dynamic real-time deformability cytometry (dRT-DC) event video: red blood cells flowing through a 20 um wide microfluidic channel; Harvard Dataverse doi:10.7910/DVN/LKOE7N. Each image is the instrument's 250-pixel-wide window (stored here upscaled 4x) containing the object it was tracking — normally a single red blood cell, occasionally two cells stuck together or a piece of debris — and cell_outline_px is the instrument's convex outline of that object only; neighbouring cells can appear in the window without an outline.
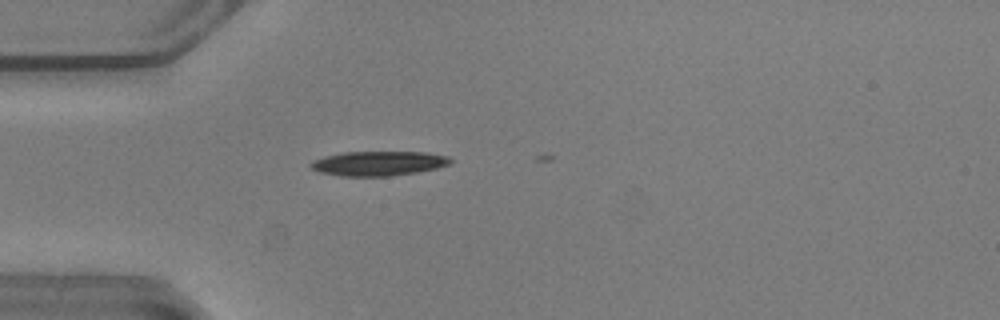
{"species": "common noctule bat (a hibernating species)", "species_latin": "Nyctalus noctula", "temperature_condition": "warm", "stored_images_in_passage": 2, "camera_frame_rate_fps": 3000, "um_per_image_px": 0.085, "animal": {"sex": "male", "body_mass_g": 20.5, "forearm_length_mm": 52.5}, "frame": {"image": 1, "passage_image": 1, "time_ms": 0.0, "image_size_px": [1000, 320], "cell_outline_px": [[452, 164], [436, 168], [416, 172], [388, 176], [340, 176], [320, 172], [312, 168], [308, 164], [312, 160], [324, 156], [344, 152], [428, 152], [448, 156], [452, 160]], "centroid_in_image_um": [32.17, 13.88], "position_along_channel_um": 52.8, "area_um2": 20.06}}